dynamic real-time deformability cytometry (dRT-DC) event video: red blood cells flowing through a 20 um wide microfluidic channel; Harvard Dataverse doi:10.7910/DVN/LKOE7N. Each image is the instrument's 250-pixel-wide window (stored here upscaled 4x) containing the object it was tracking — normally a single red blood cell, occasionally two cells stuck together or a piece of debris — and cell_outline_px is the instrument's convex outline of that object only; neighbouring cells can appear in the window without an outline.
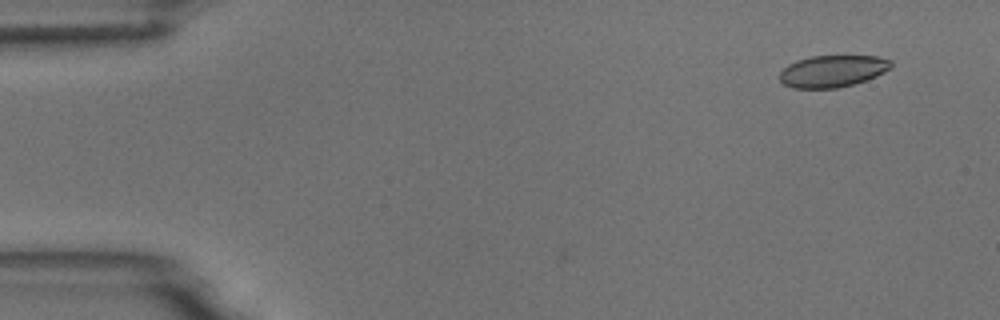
{"species": "common noctule bat (a hibernating species)", "species_latin": "Nyctalus noctula", "temperature_condition": "room temperature", "stored_images_in_passage": 3, "camera_frame_rate_fps": 3000, "um_per_image_px": 0.085, "animal": {"sex": "male", "body_mass_g": 18.8}, "frame": {"image": 1, "passage_image": 3, "time_ms": 2.0, "image_size_px": [1000, 320], "cell_outline_px": [[892, 68], [876, 76], [852, 84], [836, 88], [792, 88], [784, 84], [780, 80], [780, 72], [788, 64], [796, 60], [812, 56], [876, 56], [892, 60]], "centroid_in_image_um": [70.77, 6.04], "position_along_channel_um": 14.2, "area_um2": 20.63}}